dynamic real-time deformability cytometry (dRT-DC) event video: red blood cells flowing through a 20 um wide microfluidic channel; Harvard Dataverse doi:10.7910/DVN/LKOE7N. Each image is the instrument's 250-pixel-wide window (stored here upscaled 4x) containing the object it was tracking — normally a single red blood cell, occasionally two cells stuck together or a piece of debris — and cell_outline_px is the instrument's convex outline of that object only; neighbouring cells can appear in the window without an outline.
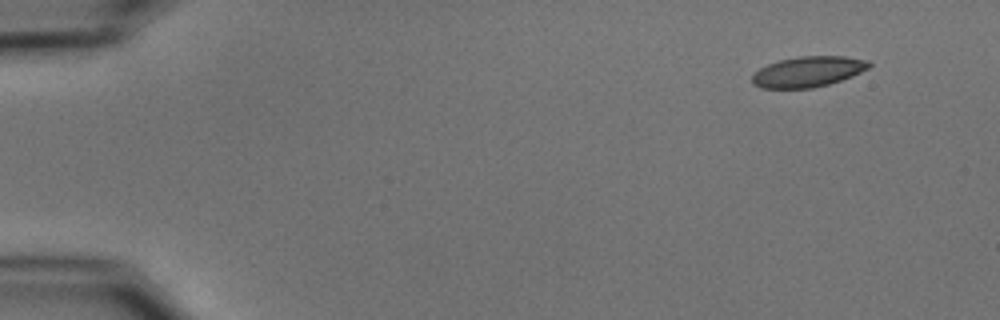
{"species": "common noctule bat (a hibernating species)", "species_latin": "Nyctalus noctula", "temperature_condition": "cold", "stored_images_in_passage": 8, "camera_frame_rate_fps": 3000, "um_per_image_px": 0.085, "animal": {"sex": "male", "body_mass_g": 15.6}, "frame": {"image": 1, "passage_image": 1, "time_ms": 0.0, "image_size_px": [1000, 320], "cell_outline_px": [[872, 64], [868, 68], [852, 76], [828, 84], [812, 88], [760, 88], [752, 84], [752, 76], [760, 68], [768, 64], [780, 60], [800, 56], [844, 56], [868, 60]], "centroid_in_image_um": [68.68, 6.09], "position_along_channel_um": 16.3, "area_um2": 20.69}}
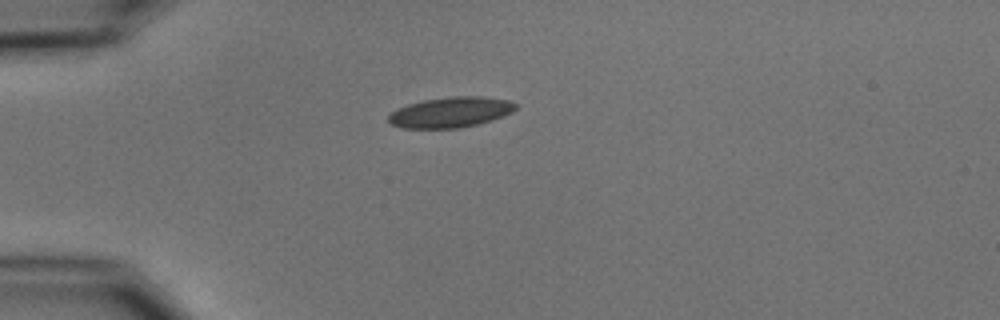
{"frame": {"image": 2, "passage_image": 3, "time_ms": 3.333, "image_size_px": [1000, 320], "cell_outline_px": [[516, 108], [512, 112], [492, 120], [460, 128], [404, 128], [392, 124], [388, 120], [388, 116], [396, 108], [408, 104], [424, 100], [452, 96], [480, 96], [508, 100], [516, 104]], "centroid_in_image_um": [38.29, 9.54], "position_along_channel_um": 46.7, "area_um2": 22.43}}
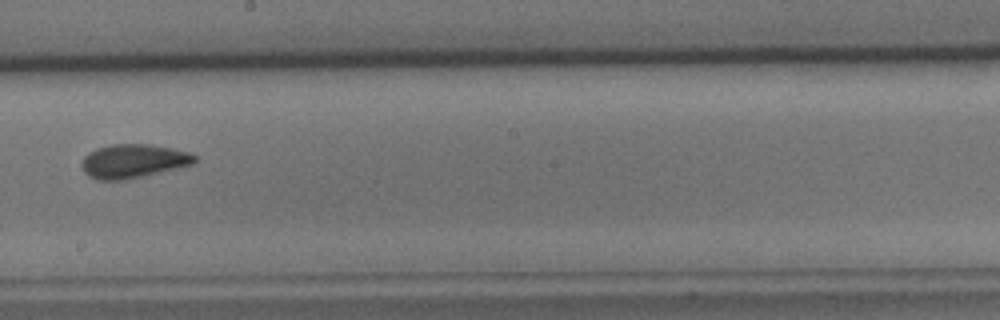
{"frame": {"image": 3, "passage_image": 8, "time_ms": 9.0, "image_size_px": [1000, 320], "cell_outline_px": [[196, 160], [192, 164], [140, 176], [120, 180], [96, 180], [88, 176], [84, 172], [80, 164], [84, 156], [88, 152], [96, 148], [112, 144], [144, 144], [172, 148], [188, 152], [196, 156]], "centroid_in_image_um": [11.25, 13.68], "position_along_channel_um": 236.9, "area_um2": 21.96}}